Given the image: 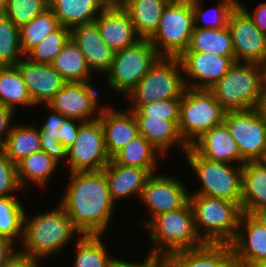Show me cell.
Segmentation results:
<instances>
[{"instance_id": "48", "label": "cell", "mask_w": 266, "mask_h": 267, "mask_svg": "<svg viewBox=\"0 0 266 267\" xmlns=\"http://www.w3.org/2000/svg\"><path fill=\"white\" fill-rule=\"evenodd\" d=\"M15 245L13 241L0 236V267H5L18 252V248Z\"/></svg>"}, {"instance_id": "30", "label": "cell", "mask_w": 266, "mask_h": 267, "mask_svg": "<svg viewBox=\"0 0 266 267\" xmlns=\"http://www.w3.org/2000/svg\"><path fill=\"white\" fill-rule=\"evenodd\" d=\"M160 156L163 157L145 137L137 135L111 159L116 164L144 168L154 174Z\"/></svg>"}, {"instance_id": "55", "label": "cell", "mask_w": 266, "mask_h": 267, "mask_svg": "<svg viewBox=\"0 0 266 267\" xmlns=\"http://www.w3.org/2000/svg\"><path fill=\"white\" fill-rule=\"evenodd\" d=\"M110 4H117V0H107Z\"/></svg>"}, {"instance_id": "2", "label": "cell", "mask_w": 266, "mask_h": 267, "mask_svg": "<svg viewBox=\"0 0 266 267\" xmlns=\"http://www.w3.org/2000/svg\"><path fill=\"white\" fill-rule=\"evenodd\" d=\"M57 205V208L35 213L34 216H27L29 213L25 210L19 253L44 261L63 251L75 237L82 236L65 209Z\"/></svg>"}, {"instance_id": "52", "label": "cell", "mask_w": 266, "mask_h": 267, "mask_svg": "<svg viewBox=\"0 0 266 267\" xmlns=\"http://www.w3.org/2000/svg\"><path fill=\"white\" fill-rule=\"evenodd\" d=\"M251 215L266 227V207L255 210Z\"/></svg>"}, {"instance_id": "9", "label": "cell", "mask_w": 266, "mask_h": 267, "mask_svg": "<svg viewBox=\"0 0 266 267\" xmlns=\"http://www.w3.org/2000/svg\"><path fill=\"white\" fill-rule=\"evenodd\" d=\"M194 28L192 0H171L149 40L161 57L179 58L188 49Z\"/></svg>"}, {"instance_id": "24", "label": "cell", "mask_w": 266, "mask_h": 267, "mask_svg": "<svg viewBox=\"0 0 266 267\" xmlns=\"http://www.w3.org/2000/svg\"><path fill=\"white\" fill-rule=\"evenodd\" d=\"M135 119L139 135L145 137L163 158L173 148L180 149L183 154L188 150L189 146L180 136L178 125L174 121L156 117H135Z\"/></svg>"}, {"instance_id": "13", "label": "cell", "mask_w": 266, "mask_h": 267, "mask_svg": "<svg viewBox=\"0 0 266 267\" xmlns=\"http://www.w3.org/2000/svg\"><path fill=\"white\" fill-rule=\"evenodd\" d=\"M186 184L178 177L167 174H152L143 188L140 196L148 212L147 220L143 226H146L155 216L181 209L189 202L190 193Z\"/></svg>"}, {"instance_id": "31", "label": "cell", "mask_w": 266, "mask_h": 267, "mask_svg": "<svg viewBox=\"0 0 266 267\" xmlns=\"http://www.w3.org/2000/svg\"><path fill=\"white\" fill-rule=\"evenodd\" d=\"M103 236L82 235L75 238V261L72 267H115L118 257L111 256L101 239Z\"/></svg>"}, {"instance_id": "41", "label": "cell", "mask_w": 266, "mask_h": 267, "mask_svg": "<svg viewBox=\"0 0 266 267\" xmlns=\"http://www.w3.org/2000/svg\"><path fill=\"white\" fill-rule=\"evenodd\" d=\"M70 40V28L60 25L52 31L40 44L32 48L25 57L36 63L51 64Z\"/></svg>"}, {"instance_id": "45", "label": "cell", "mask_w": 266, "mask_h": 267, "mask_svg": "<svg viewBox=\"0 0 266 267\" xmlns=\"http://www.w3.org/2000/svg\"><path fill=\"white\" fill-rule=\"evenodd\" d=\"M82 121L67 118L59 128V143H62L68 149L73 145L77 138L78 129Z\"/></svg>"}, {"instance_id": "56", "label": "cell", "mask_w": 266, "mask_h": 267, "mask_svg": "<svg viewBox=\"0 0 266 267\" xmlns=\"http://www.w3.org/2000/svg\"><path fill=\"white\" fill-rule=\"evenodd\" d=\"M124 0H117V4L120 5Z\"/></svg>"}, {"instance_id": "18", "label": "cell", "mask_w": 266, "mask_h": 267, "mask_svg": "<svg viewBox=\"0 0 266 267\" xmlns=\"http://www.w3.org/2000/svg\"><path fill=\"white\" fill-rule=\"evenodd\" d=\"M16 66L36 106L48 104L67 83L51 64L36 63L23 57Z\"/></svg>"}, {"instance_id": "46", "label": "cell", "mask_w": 266, "mask_h": 267, "mask_svg": "<svg viewBox=\"0 0 266 267\" xmlns=\"http://www.w3.org/2000/svg\"><path fill=\"white\" fill-rule=\"evenodd\" d=\"M14 114L16 116L14 109L0 104V151H3L6 139L14 126Z\"/></svg>"}, {"instance_id": "49", "label": "cell", "mask_w": 266, "mask_h": 267, "mask_svg": "<svg viewBox=\"0 0 266 267\" xmlns=\"http://www.w3.org/2000/svg\"><path fill=\"white\" fill-rule=\"evenodd\" d=\"M38 259L17 252L5 267H41Z\"/></svg>"}, {"instance_id": "7", "label": "cell", "mask_w": 266, "mask_h": 267, "mask_svg": "<svg viewBox=\"0 0 266 267\" xmlns=\"http://www.w3.org/2000/svg\"><path fill=\"white\" fill-rule=\"evenodd\" d=\"M192 172L201 186L190 195L223 198L240 205L242 193V165L210 161L198 155L190 146L184 153Z\"/></svg>"}, {"instance_id": "11", "label": "cell", "mask_w": 266, "mask_h": 267, "mask_svg": "<svg viewBox=\"0 0 266 267\" xmlns=\"http://www.w3.org/2000/svg\"><path fill=\"white\" fill-rule=\"evenodd\" d=\"M224 123L245 162L264 160L266 156V114L262 107L227 111Z\"/></svg>"}, {"instance_id": "53", "label": "cell", "mask_w": 266, "mask_h": 267, "mask_svg": "<svg viewBox=\"0 0 266 267\" xmlns=\"http://www.w3.org/2000/svg\"><path fill=\"white\" fill-rule=\"evenodd\" d=\"M6 11V0H0V16H3Z\"/></svg>"}, {"instance_id": "34", "label": "cell", "mask_w": 266, "mask_h": 267, "mask_svg": "<svg viewBox=\"0 0 266 267\" xmlns=\"http://www.w3.org/2000/svg\"><path fill=\"white\" fill-rule=\"evenodd\" d=\"M0 104L14 110L36 106L17 66H0Z\"/></svg>"}, {"instance_id": "1", "label": "cell", "mask_w": 266, "mask_h": 267, "mask_svg": "<svg viewBox=\"0 0 266 267\" xmlns=\"http://www.w3.org/2000/svg\"><path fill=\"white\" fill-rule=\"evenodd\" d=\"M58 203L82 235H106L116 212L103 170L70 172ZM111 221V222H110Z\"/></svg>"}, {"instance_id": "39", "label": "cell", "mask_w": 266, "mask_h": 267, "mask_svg": "<svg viewBox=\"0 0 266 267\" xmlns=\"http://www.w3.org/2000/svg\"><path fill=\"white\" fill-rule=\"evenodd\" d=\"M237 4L238 0H219L216 7L209 8V11V9L202 10L201 0H192L195 28L221 29L227 27L229 15ZM207 11L212 12L208 14L209 12L207 13Z\"/></svg>"}, {"instance_id": "38", "label": "cell", "mask_w": 266, "mask_h": 267, "mask_svg": "<svg viewBox=\"0 0 266 267\" xmlns=\"http://www.w3.org/2000/svg\"><path fill=\"white\" fill-rule=\"evenodd\" d=\"M16 196H0V236L17 244L22 240L25 203Z\"/></svg>"}, {"instance_id": "28", "label": "cell", "mask_w": 266, "mask_h": 267, "mask_svg": "<svg viewBox=\"0 0 266 267\" xmlns=\"http://www.w3.org/2000/svg\"><path fill=\"white\" fill-rule=\"evenodd\" d=\"M171 0H124L120 5L129 14L135 33L150 38L157 30L164 8Z\"/></svg>"}, {"instance_id": "42", "label": "cell", "mask_w": 266, "mask_h": 267, "mask_svg": "<svg viewBox=\"0 0 266 267\" xmlns=\"http://www.w3.org/2000/svg\"><path fill=\"white\" fill-rule=\"evenodd\" d=\"M48 8L49 0H6L4 15L20 27Z\"/></svg>"}, {"instance_id": "35", "label": "cell", "mask_w": 266, "mask_h": 267, "mask_svg": "<svg viewBox=\"0 0 266 267\" xmlns=\"http://www.w3.org/2000/svg\"><path fill=\"white\" fill-rule=\"evenodd\" d=\"M185 52H202L218 56H234L228 27L221 29L194 28Z\"/></svg>"}, {"instance_id": "29", "label": "cell", "mask_w": 266, "mask_h": 267, "mask_svg": "<svg viewBox=\"0 0 266 267\" xmlns=\"http://www.w3.org/2000/svg\"><path fill=\"white\" fill-rule=\"evenodd\" d=\"M58 166L60 164L44 151L35 152L16 164L19 183L23 190L28 183L44 189Z\"/></svg>"}, {"instance_id": "40", "label": "cell", "mask_w": 266, "mask_h": 267, "mask_svg": "<svg viewBox=\"0 0 266 267\" xmlns=\"http://www.w3.org/2000/svg\"><path fill=\"white\" fill-rule=\"evenodd\" d=\"M23 57L19 27L5 15L0 16V66H16Z\"/></svg>"}, {"instance_id": "47", "label": "cell", "mask_w": 266, "mask_h": 267, "mask_svg": "<svg viewBox=\"0 0 266 267\" xmlns=\"http://www.w3.org/2000/svg\"><path fill=\"white\" fill-rule=\"evenodd\" d=\"M238 4L247 12V14L252 18L256 27L266 35V1H262L257 7L252 11L248 10L247 6L244 5L242 0H238Z\"/></svg>"}, {"instance_id": "16", "label": "cell", "mask_w": 266, "mask_h": 267, "mask_svg": "<svg viewBox=\"0 0 266 267\" xmlns=\"http://www.w3.org/2000/svg\"><path fill=\"white\" fill-rule=\"evenodd\" d=\"M186 87L210 89L234 65L235 56L202 52H184L180 57Z\"/></svg>"}, {"instance_id": "8", "label": "cell", "mask_w": 266, "mask_h": 267, "mask_svg": "<svg viewBox=\"0 0 266 267\" xmlns=\"http://www.w3.org/2000/svg\"><path fill=\"white\" fill-rule=\"evenodd\" d=\"M160 57L149 38H140L133 45L115 52L111 68L104 76L107 87L117 95L127 97Z\"/></svg>"}, {"instance_id": "20", "label": "cell", "mask_w": 266, "mask_h": 267, "mask_svg": "<svg viewBox=\"0 0 266 267\" xmlns=\"http://www.w3.org/2000/svg\"><path fill=\"white\" fill-rule=\"evenodd\" d=\"M96 20L103 41L114 53L140 39L135 33L129 14L121 5L109 4Z\"/></svg>"}, {"instance_id": "12", "label": "cell", "mask_w": 266, "mask_h": 267, "mask_svg": "<svg viewBox=\"0 0 266 267\" xmlns=\"http://www.w3.org/2000/svg\"><path fill=\"white\" fill-rule=\"evenodd\" d=\"M111 161L100 119L82 122L77 138L68 149L65 167L70 172L99 171Z\"/></svg>"}, {"instance_id": "54", "label": "cell", "mask_w": 266, "mask_h": 267, "mask_svg": "<svg viewBox=\"0 0 266 267\" xmlns=\"http://www.w3.org/2000/svg\"><path fill=\"white\" fill-rule=\"evenodd\" d=\"M262 110L266 114V88H265V92H264V101H263V105H262Z\"/></svg>"}, {"instance_id": "25", "label": "cell", "mask_w": 266, "mask_h": 267, "mask_svg": "<svg viewBox=\"0 0 266 267\" xmlns=\"http://www.w3.org/2000/svg\"><path fill=\"white\" fill-rule=\"evenodd\" d=\"M242 212L252 214L266 207V163L264 160L246 161L242 165Z\"/></svg>"}, {"instance_id": "43", "label": "cell", "mask_w": 266, "mask_h": 267, "mask_svg": "<svg viewBox=\"0 0 266 267\" xmlns=\"http://www.w3.org/2000/svg\"><path fill=\"white\" fill-rule=\"evenodd\" d=\"M181 99H167L141 105L137 110H131L135 117H156L179 123Z\"/></svg>"}, {"instance_id": "44", "label": "cell", "mask_w": 266, "mask_h": 267, "mask_svg": "<svg viewBox=\"0 0 266 267\" xmlns=\"http://www.w3.org/2000/svg\"><path fill=\"white\" fill-rule=\"evenodd\" d=\"M17 167L5 154L0 151V196H14L21 192Z\"/></svg>"}, {"instance_id": "5", "label": "cell", "mask_w": 266, "mask_h": 267, "mask_svg": "<svg viewBox=\"0 0 266 267\" xmlns=\"http://www.w3.org/2000/svg\"><path fill=\"white\" fill-rule=\"evenodd\" d=\"M195 227L205 243H230L236 236L241 206L223 198L190 195Z\"/></svg>"}, {"instance_id": "15", "label": "cell", "mask_w": 266, "mask_h": 267, "mask_svg": "<svg viewBox=\"0 0 266 267\" xmlns=\"http://www.w3.org/2000/svg\"><path fill=\"white\" fill-rule=\"evenodd\" d=\"M98 91L91 82L66 83L47 105L66 118L82 122L96 120L104 107Z\"/></svg>"}, {"instance_id": "22", "label": "cell", "mask_w": 266, "mask_h": 267, "mask_svg": "<svg viewBox=\"0 0 266 267\" xmlns=\"http://www.w3.org/2000/svg\"><path fill=\"white\" fill-rule=\"evenodd\" d=\"M190 147L198 155L210 161L227 162L236 165L245 163L224 122L204 132Z\"/></svg>"}, {"instance_id": "50", "label": "cell", "mask_w": 266, "mask_h": 267, "mask_svg": "<svg viewBox=\"0 0 266 267\" xmlns=\"http://www.w3.org/2000/svg\"><path fill=\"white\" fill-rule=\"evenodd\" d=\"M115 267H158V256L147 254L141 262L126 261V259H117Z\"/></svg>"}, {"instance_id": "4", "label": "cell", "mask_w": 266, "mask_h": 267, "mask_svg": "<svg viewBox=\"0 0 266 267\" xmlns=\"http://www.w3.org/2000/svg\"><path fill=\"white\" fill-rule=\"evenodd\" d=\"M145 228L153 244L150 255H172L205 244L196 231L190 202L181 209L155 216Z\"/></svg>"}, {"instance_id": "51", "label": "cell", "mask_w": 266, "mask_h": 267, "mask_svg": "<svg viewBox=\"0 0 266 267\" xmlns=\"http://www.w3.org/2000/svg\"><path fill=\"white\" fill-rule=\"evenodd\" d=\"M158 267H182L171 255L158 256Z\"/></svg>"}, {"instance_id": "23", "label": "cell", "mask_w": 266, "mask_h": 267, "mask_svg": "<svg viewBox=\"0 0 266 267\" xmlns=\"http://www.w3.org/2000/svg\"><path fill=\"white\" fill-rule=\"evenodd\" d=\"M112 200L119 203L124 199L142 194L148 178L152 175L147 169L116 164L112 159L103 168ZM120 200V201H119Z\"/></svg>"}, {"instance_id": "6", "label": "cell", "mask_w": 266, "mask_h": 267, "mask_svg": "<svg viewBox=\"0 0 266 267\" xmlns=\"http://www.w3.org/2000/svg\"><path fill=\"white\" fill-rule=\"evenodd\" d=\"M186 85L183 68L177 57H160L126 97L129 110L167 99H181Z\"/></svg>"}, {"instance_id": "26", "label": "cell", "mask_w": 266, "mask_h": 267, "mask_svg": "<svg viewBox=\"0 0 266 267\" xmlns=\"http://www.w3.org/2000/svg\"><path fill=\"white\" fill-rule=\"evenodd\" d=\"M182 267H237L228 243H205L171 255Z\"/></svg>"}, {"instance_id": "17", "label": "cell", "mask_w": 266, "mask_h": 267, "mask_svg": "<svg viewBox=\"0 0 266 267\" xmlns=\"http://www.w3.org/2000/svg\"><path fill=\"white\" fill-rule=\"evenodd\" d=\"M237 267H259L266 262V227L243 212L235 238L229 243Z\"/></svg>"}, {"instance_id": "19", "label": "cell", "mask_w": 266, "mask_h": 267, "mask_svg": "<svg viewBox=\"0 0 266 267\" xmlns=\"http://www.w3.org/2000/svg\"><path fill=\"white\" fill-rule=\"evenodd\" d=\"M70 39L79 47L91 72L105 76L111 68L114 52L103 41L97 20L72 27Z\"/></svg>"}, {"instance_id": "36", "label": "cell", "mask_w": 266, "mask_h": 267, "mask_svg": "<svg viewBox=\"0 0 266 267\" xmlns=\"http://www.w3.org/2000/svg\"><path fill=\"white\" fill-rule=\"evenodd\" d=\"M46 108L51 112H49L48 118L39 127L41 148L42 151L64 166L68 159V148L59 143V128L67 118L50 108L47 104Z\"/></svg>"}, {"instance_id": "33", "label": "cell", "mask_w": 266, "mask_h": 267, "mask_svg": "<svg viewBox=\"0 0 266 267\" xmlns=\"http://www.w3.org/2000/svg\"><path fill=\"white\" fill-rule=\"evenodd\" d=\"M34 125L15 123L11 129L6 139L3 152L14 164L42 150L39 126L35 127Z\"/></svg>"}, {"instance_id": "32", "label": "cell", "mask_w": 266, "mask_h": 267, "mask_svg": "<svg viewBox=\"0 0 266 267\" xmlns=\"http://www.w3.org/2000/svg\"><path fill=\"white\" fill-rule=\"evenodd\" d=\"M67 83L93 82L92 72L79 47L70 39L51 63Z\"/></svg>"}, {"instance_id": "14", "label": "cell", "mask_w": 266, "mask_h": 267, "mask_svg": "<svg viewBox=\"0 0 266 267\" xmlns=\"http://www.w3.org/2000/svg\"><path fill=\"white\" fill-rule=\"evenodd\" d=\"M227 27L231 34L236 62L266 65V35L239 5L231 11Z\"/></svg>"}, {"instance_id": "57", "label": "cell", "mask_w": 266, "mask_h": 267, "mask_svg": "<svg viewBox=\"0 0 266 267\" xmlns=\"http://www.w3.org/2000/svg\"><path fill=\"white\" fill-rule=\"evenodd\" d=\"M259 267H266V262L262 263Z\"/></svg>"}, {"instance_id": "37", "label": "cell", "mask_w": 266, "mask_h": 267, "mask_svg": "<svg viewBox=\"0 0 266 267\" xmlns=\"http://www.w3.org/2000/svg\"><path fill=\"white\" fill-rule=\"evenodd\" d=\"M59 26L60 23L50 8L37 15L29 23L21 25L19 38L23 54L26 55Z\"/></svg>"}, {"instance_id": "3", "label": "cell", "mask_w": 266, "mask_h": 267, "mask_svg": "<svg viewBox=\"0 0 266 267\" xmlns=\"http://www.w3.org/2000/svg\"><path fill=\"white\" fill-rule=\"evenodd\" d=\"M265 88L264 65L235 62L209 90L227 112L262 107Z\"/></svg>"}, {"instance_id": "27", "label": "cell", "mask_w": 266, "mask_h": 267, "mask_svg": "<svg viewBox=\"0 0 266 267\" xmlns=\"http://www.w3.org/2000/svg\"><path fill=\"white\" fill-rule=\"evenodd\" d=\"M109 4L107 0H49V8L60 25L70 29L96 20Z\"/></svg>"}, {"instance_id": "21", "label": "cell", "mask_w": 266, "mask_h": 267, "mask_svg": "<svg viewBox=\"0 0 266 267\" xmlns=\"http://www.w3.org/2000/svg\"><path fill=\"white\" fill-rule=\"evenodd\" d=\"M99 119L104 132L106 150L111 158L139 135L135 116L128 108L122 111L108 104L103 107Z\"/></svg>"}, {"instance_id": "10", "label": "cell", "mask_w": 266, "mask_h": 267, "mask_svg": "<svg viewBox=\"0 0 266 267\" xmlns=\"http://www.w3.org/2000/svg\"><path fill=\"white\" fill-rule=\"evenodd\" d=\"M225 113L209 89L186 87L180 102V136L190 146L204 132L222 124Z\"/></svg>"}]
</instances>
